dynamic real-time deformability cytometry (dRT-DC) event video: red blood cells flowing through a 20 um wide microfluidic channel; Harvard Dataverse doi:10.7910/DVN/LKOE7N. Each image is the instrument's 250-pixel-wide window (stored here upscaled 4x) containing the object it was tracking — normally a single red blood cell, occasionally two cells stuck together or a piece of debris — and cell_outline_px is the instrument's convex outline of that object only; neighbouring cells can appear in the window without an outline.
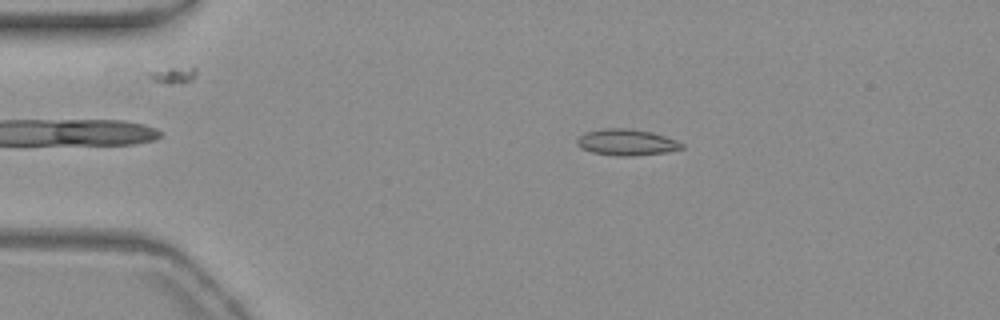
{"species": "common noctule bat (a hibernating species)", "species_latin": "Nyctalus noctula", "temperature_condition": "warm", "stored_images_in_passage": 55, "camera_frame_rate_fps": 3000, "um_per_image_px": 0.085, "animal": {"sex": "female", "body_mass_g": 19.3, "forearm_length_mm": 54.1}, "frame": {"image": 1, "passage_image": 11, "time_ms": 3.333, "image_size_px": [1000, 320], "cell_outline_px": [[684, 148], [664, 152], [632, 156], [616, 156], [592, 152], [580, 148], [576, 144], [576, 140], [584, 132], [604, 128], [628, 128], [652, 132], [676, 140], [684, 144]], "centroid_in_image_um": [53.22, 12.09], "position_along_channel_um": 31.8, "area_um2": 16.07}}
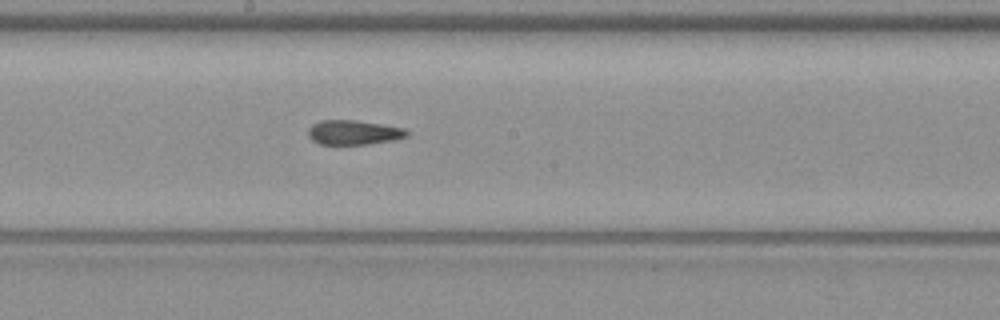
{"frame": {"image": 2, "passage_image": 30, "time_ms": 9.667, "image_size_px": [1000, 320], "cell_outline_px": [[412, 132], [408, 136], [396, 140], [368, 144], [320, 144], [312, 140], [308, 136], [308, 128], [312, 124], [320, 120], [352, 120], [380, 124], [404, 128]], "centroid_in_image_um": [30.08, 11.26], "position_along_channel_um": 218.1, "area_um2": 14.22}}
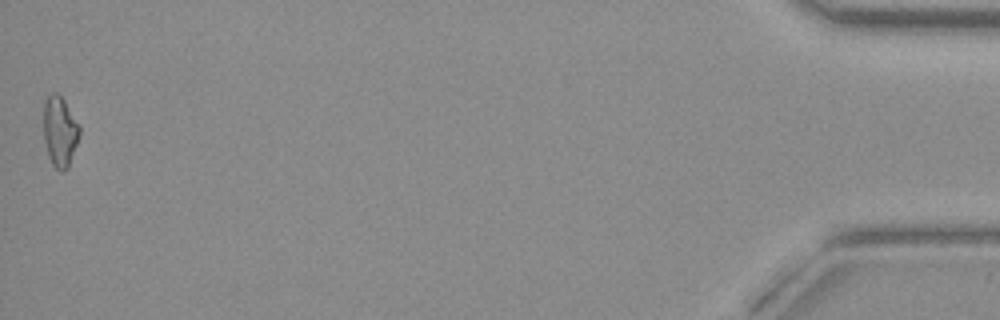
{"frame": {"image": 3, "passage_image": 55, "time_ms": 18.0, "image_size_px": [1000, 320], "cell_outline_px": [[80, 136], [68, 168], [64, 172], [60, 172], [52, 164], [48, 156], [44, 140], [44, 100], [52, 92], [56, 92], [64, 100], [80, 124]], "centroid_in_image_um": [5.1, 11.18], "position_along_channel_um": 430.1, "area_um2": 14.97}, "authors_computed_cell_mechanics": {"area_um2": 14.5656, "velocity_mm_per_s": 3.754, "shape_relaxation_time_tau1_ms": 11.0505, "shape_relaxation_time_tau2_ms": 2.525, "deformation_change_tau1": 0.2707, "deformation_change_tau2": 0.1238}}